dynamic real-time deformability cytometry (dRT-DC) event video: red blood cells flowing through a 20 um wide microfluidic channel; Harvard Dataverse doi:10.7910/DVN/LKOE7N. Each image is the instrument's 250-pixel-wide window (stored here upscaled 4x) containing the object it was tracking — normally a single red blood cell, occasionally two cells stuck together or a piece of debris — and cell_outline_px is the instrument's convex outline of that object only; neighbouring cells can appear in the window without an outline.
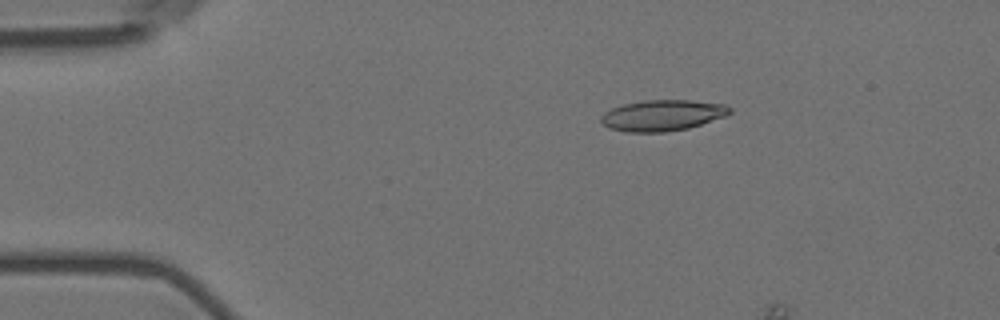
{"species": "Egyptian fruit bat (a non-hibernating species)", "species_latin": "Rousettus aegyptiacus", "temperature_condition": "room temperature", "stored_images_in_passage": 14, "camera_frame_rate_fps": 3000, "um_per_image_px": 0.085, "animal": {"sex": "female"}, "frame": {"image": 1, "passage_image": 10, "time_ms": 3.0, "image_size_px": [1000, 320], "cell_outline_px": [[732, 112], [724, 116], [688, 128], [664, 132], [628, 132], [608, 128], [600, 120], [600, 116], [604, 112], [612, 108], [624, 104], [644, 100], [692, 100], [724, 104], [732, 108]], "centroid_in_image_um": [56.29, 9.8], "position_along_channel_um": 28.7, "area_um2": 23.18}}